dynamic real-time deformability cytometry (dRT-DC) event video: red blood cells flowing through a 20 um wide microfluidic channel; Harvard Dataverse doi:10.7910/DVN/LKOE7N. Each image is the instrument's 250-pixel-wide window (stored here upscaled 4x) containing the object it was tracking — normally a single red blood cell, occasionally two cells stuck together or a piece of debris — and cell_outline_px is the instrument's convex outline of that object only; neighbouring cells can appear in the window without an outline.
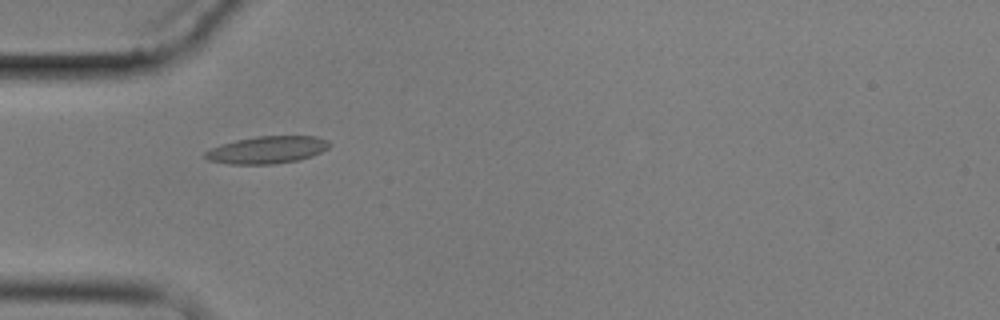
{"species": "common noctule bat (a hibernating species)", "species_latin": "Nyctalus noctula", "temperature_condition": "cold", "stored_images_in_passage": 5, "camera_frame_rate_fps": 3000, "um_per_image_px": 0.085, "animal": {"sex": "male", "body_mass_g": 17.9}, "frame": {"image": 1, "passage_image": 4, "time_ms": 4.0, "image_size_px": [1000, 320], "cell_outline_px": [[332, 144], [328, 148], [312, 156], [300, 160], [272, 164], [228, 164], [208, 160], [204, 156], [204, 152], [220, 144], [236, 140], [256, 136], [316, 136], [328, 140]], "centroid_in_image_um": [22.72, 12.73], "position_along_channel_um": 62.3, "area_um2": 19.88}}
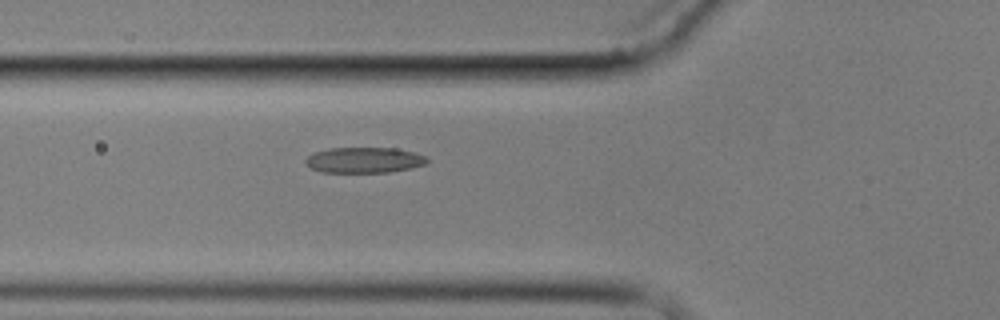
{"frame": {"image": 2, "passage_image": 5, "time_ms": 5.0, "image_size_px": [1000, 320], "cell_outline_px": [[428, 164], [412, 168], [388, 172], [320, 172], [304, 164], [304, 160], [308, 156], [316, 152], [328, 148], [396, 148], [412, 152], [424, 156], [428, 160]], "centroid_in_image_um": [30.95, 13.61], "position_along_channel_um": 94.9, "area_um2": 18.15}}